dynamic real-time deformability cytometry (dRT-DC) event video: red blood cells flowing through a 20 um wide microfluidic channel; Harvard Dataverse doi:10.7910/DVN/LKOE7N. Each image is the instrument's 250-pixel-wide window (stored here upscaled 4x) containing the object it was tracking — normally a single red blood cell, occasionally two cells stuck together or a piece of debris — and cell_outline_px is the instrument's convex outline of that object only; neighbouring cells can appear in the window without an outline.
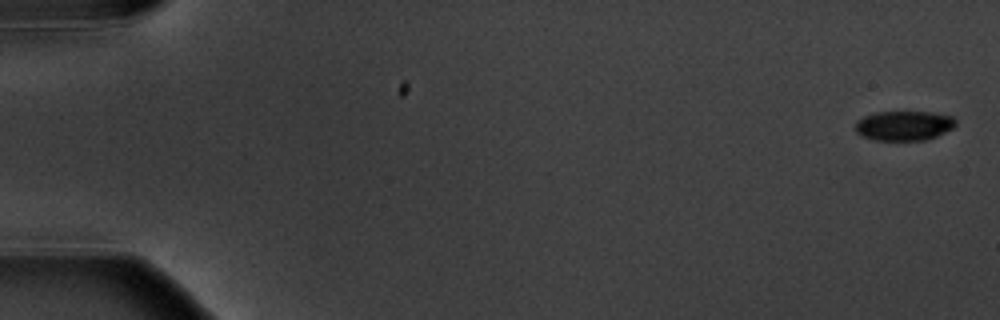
{"species": "common noctule bat (a hibernating species)", "species_latin": "Nyctalus noctula", "temperature_condition": "warm", "stored_images_in_passage": 5, "camera_frame_rate_fps": 3000, "um_per_image_px": 0.085, "animal": {"sex": "male", "body_mass_g": 20.1, "forearm_length_mm": 53.5}, "frame": {"image": 1, "passage_image": 1, "time_ms": 0.0, "image_size_px": [1000, 320], "cell_outline_px": [[956, 124], [952, 128], [936, 136], [924, 140], [876, 140], [864, 136], [856, 132], [856, 120], [864, 116], [876, 112], [932, 112], [952, 116], [956, 120]], "centroid_in_image_um": [76.84, 10.67], "position_along_channel_um": 8.2, "area_um2": 17.22}}
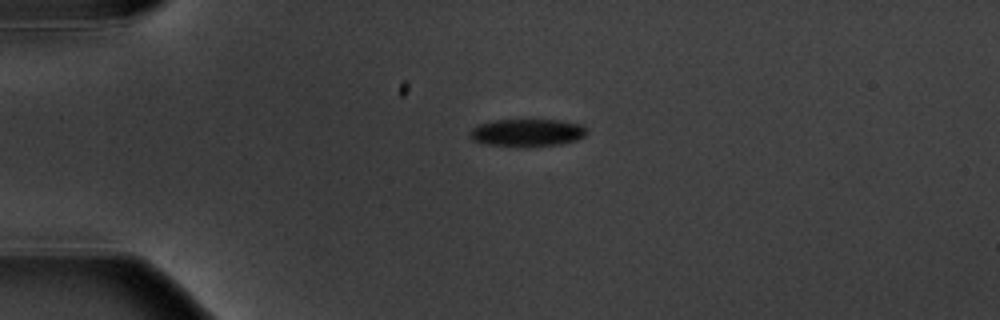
{"frame": {"image": 2, "passage_image": 4, "time_ms": 4.333, "image_size_px": [1000, 320], "cell_outline_px": [[588, 132], [584, 136], [576, 140], [560, 144], [488, 144], [472, 140], [468, 132], [476, 124], [492, 120], [564, 120], [584, 124], [588, 128]], "centroid_in_image_um": [44.85, 11.21], "position_along_channel_um": 40.2, "area_um2": 18.32}}